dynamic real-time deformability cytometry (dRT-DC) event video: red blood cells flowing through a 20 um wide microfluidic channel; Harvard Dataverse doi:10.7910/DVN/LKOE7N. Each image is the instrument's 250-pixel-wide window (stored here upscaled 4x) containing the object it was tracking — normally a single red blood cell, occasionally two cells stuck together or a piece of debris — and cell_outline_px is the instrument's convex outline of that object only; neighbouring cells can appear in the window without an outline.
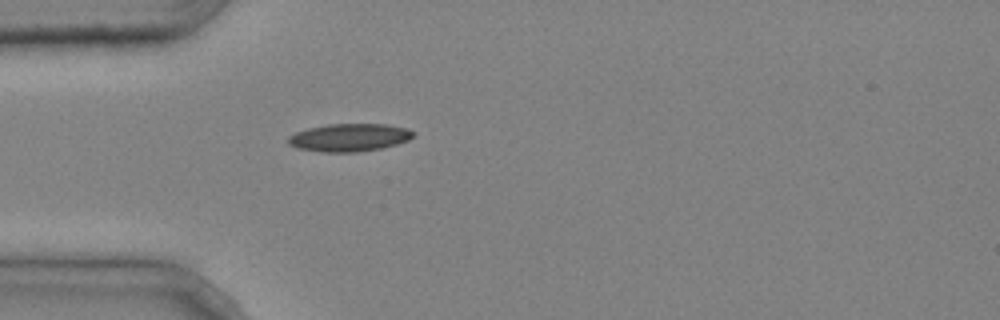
{"species": "common noctule bat (a hibernating species)", "species_latin": "Nyctalus noctula", "temperature_condition": "cold", "stored_images_in_passage": 1, "camera_frame_rate_fps": 3000, "um_per_image_px": 0.085, "animal": {"sex": "male", "body_mass_g": 20.4}, "frame": {"image": 1, "passage_image": 1, "time_ms": 0.0, "image_size_px": [1000, 320], "cell_outline_px": [[416, 136], [408, 140], [396, 144], [380, 148], [356, 152], [324, 152], [296, 148], [288, 144], [288, 136], [296, 132], [308, 128], [328, 124], [388, 124], [408, 128], [416, 132]], "centroid_in_image_um": [29.72, 11.68], "position_along_channel_um": 55.3, "area_um2": 20.4}}